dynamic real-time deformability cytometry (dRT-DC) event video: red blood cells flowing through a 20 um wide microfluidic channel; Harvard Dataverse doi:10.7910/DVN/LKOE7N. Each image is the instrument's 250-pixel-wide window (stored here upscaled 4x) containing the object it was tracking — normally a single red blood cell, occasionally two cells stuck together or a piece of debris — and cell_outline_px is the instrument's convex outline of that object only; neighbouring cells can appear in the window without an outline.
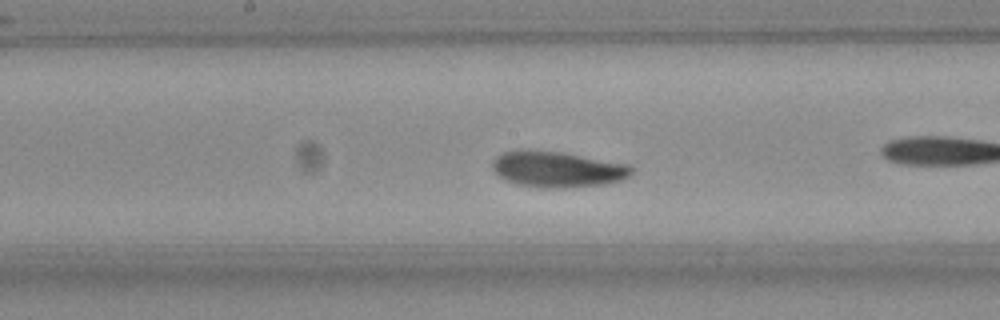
{"species": "Egyptian fruit bat (a non-hibernating species)", "species_latin": "Rousettus aegyptiacus", "temperature_condition": "room temperature", "stored_images_in_passage": 40, "camera_frame_rate_fps": 3000, "um_per_image_px": 0.085, "frame": {"image": 1, "passage_image": 12, "time_ms": 3.667, "image_size_px": [1000, 320], "cell_outline_px": [[632, 172], [628, 176], [620, 180], [604, 184], [564, 188], [540, 188], [516, 184], [504, 180], [492, 168], [492, 164], [496, 156], [504, 152], [560, 152], [628, 164], [632, 168]], "centroid_in_image_um": [47.39, 14.43], "position_along_channel_um": 200.8, "area_um2": 28.38}, "authors_computed_cell_mechanics": {"area_um2": 28.1197, "velocity_mm_per_s": 3.7028, "shape_relaxation_time_tau1_ms": 3.3567, "shape_relaxation_time_tau2_ms": 3.0355, "deformation_change_tau1": 0.112, "deformation_change_tau2": 0.0778}}